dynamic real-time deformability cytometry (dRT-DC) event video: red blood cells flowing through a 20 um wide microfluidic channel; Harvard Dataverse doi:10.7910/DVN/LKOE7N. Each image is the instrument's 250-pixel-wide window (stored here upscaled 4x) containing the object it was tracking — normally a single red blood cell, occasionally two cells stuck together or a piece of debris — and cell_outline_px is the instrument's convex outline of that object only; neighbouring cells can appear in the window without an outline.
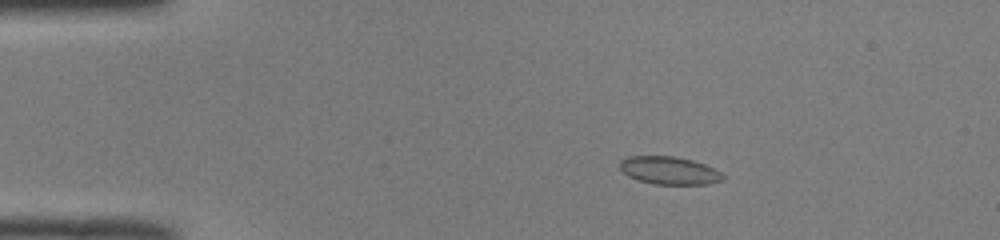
{"species": "common noctule bat (a hibernating species)", "species_latin": "Nyctalus noctula", "temperature_condition": "room temperature", "stored_images_in_passage": 52, "camera_frame_rate_fps": 3000, "um_per_image_px": 0.085, "animal": {"sex": "male", "body_mass_g": 19.0, "forearm_length_mm": 50.8}, "frame": {"image": 1, "passage_image": 10, "time_ms": 3.0, "image_size_px": [1000, 240], "cell_outline_px": [[724, 180], [708, 184], [656, 184], [640, 180], [628, 176], [620, 168], [620, 160], [628, 156], [672, 156], [692, 160], [704, 164], [720, 172], [724, 176]], "centroid_in_image_um": [56.89, 14.49], "position_along_channel_um": 28.1, "area_um2": 16.53}}
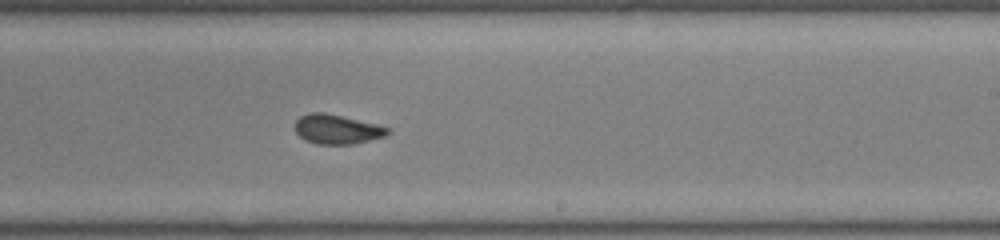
{"frame": {"image": 2, "passage_image": 32, "time_ms": 10.333, "image_size_px": [1000, 240], "cell_outline_px": [[392, 132], [384, 136], [352, 144], [316, 144], [304, 140], [296, 132], [296, 120], [300, 116], [308, 112], [324, 112], [376, 124], [392, 128]], "centroid_in_image_um": [28.64, 10.98], "position_along_channel_um": 260.4, "area_um2": 15.9}}
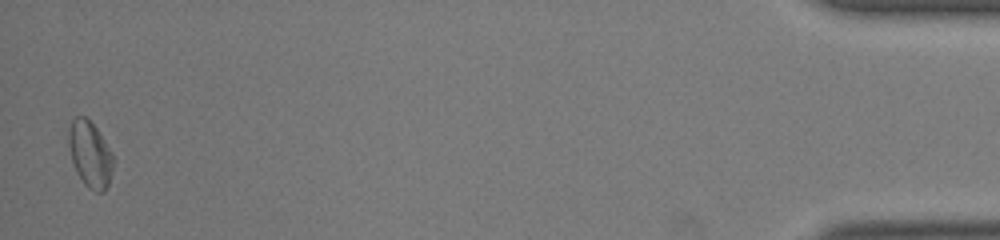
{"frame": {"image": 3, "passage_image": 51, "time_ms": 16.667, "image_size_px": [1000, 240], "cell_outline_px": [[112, 168], [108, 184], [104, 192], [96, 192], [88, 188], [84, 184], [76, 172], [72, 160], [68, 144], [68, 128], [72, 120], [76, 116], [84, 116], [96, 128], [112, 152]], "centroid_in_image_um": [7.63, 13.12], "position_along_channel_um": 427.6, "area_um2": 16.99}, "authors_computed_cell_mechanics": {"area_um2": 16.5308, "velocity_mm_per_s": 4.03, "shape_relaxation_time_tau1_ms": 3.3463, "shape_relaxation_time_tau2_ms": 1.9751, "deformation_change_tau1": 0.0975, "deformation_change_tau2": 0.0742}}